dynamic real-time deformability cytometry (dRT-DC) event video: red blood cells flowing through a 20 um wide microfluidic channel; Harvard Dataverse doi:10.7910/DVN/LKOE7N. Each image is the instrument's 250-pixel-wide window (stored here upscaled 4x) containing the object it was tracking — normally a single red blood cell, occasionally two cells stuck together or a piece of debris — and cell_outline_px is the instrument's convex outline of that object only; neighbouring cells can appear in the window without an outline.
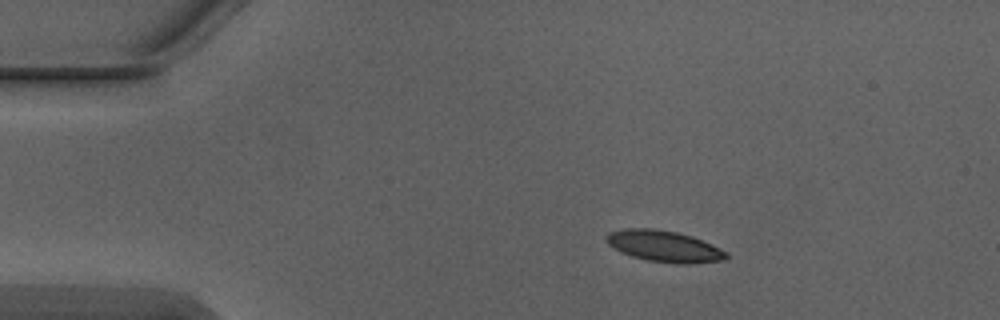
{"species": "Egyptian fruit bat (a non-hibernating species)", "species_latin": "Rousettus aegyptiacus", "temperature_condition": "warm", "stored_images_in_passage": 6, "camera_frame_rate_fps": 3000, "um_per_image_px": 0.085, "animal": {"sex": "male"}, "frame": {"image": 1, "passage_image": 2, "time_ms": 0.333, "image_size_px": [1000, 320], "cell_outline_px": [[728, 256], [724, 260], [688, 264], [676, 264], [648, 260], [632, 256], [620, 252], [608, 244], [604, 240], [604, 236], [608, 232], [624, 228], [652, 228], [676, 232], [692, 236], [712, 244], [728, 252]], "centroid_in_image_um": [56.43, 20.92], "position_along_channel_um": 28.6, "area_um2": 22.08}}
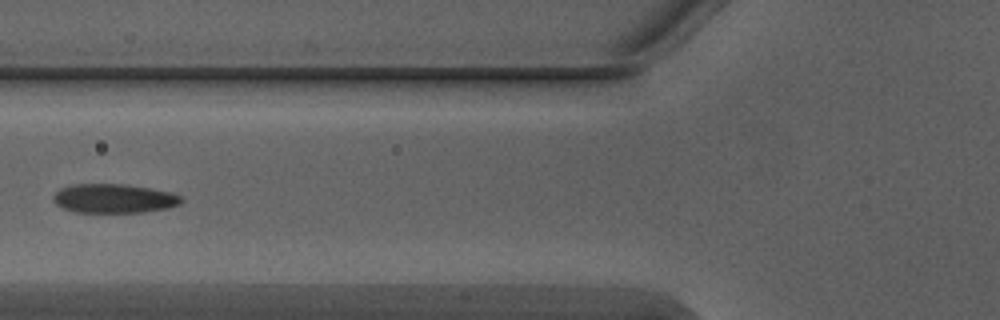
{"frame": {"image": 2, "passage_image": 5, "time_ms": 1.333, "image_size_px": [1000, 320], "cell_outline_px": [[184, 200], [180, 204], [168, 208], [144, 212], [76, 212], [64, 208], [56, 204], [52, 200], [52, 196], [60, 188], [72, 184], [128, 184], [172, 192], [184, 196]], "centroid_in_image_um": [9.72, 16.86], "position_along_channel_um": 116.1, "area_um2": 21.96}}
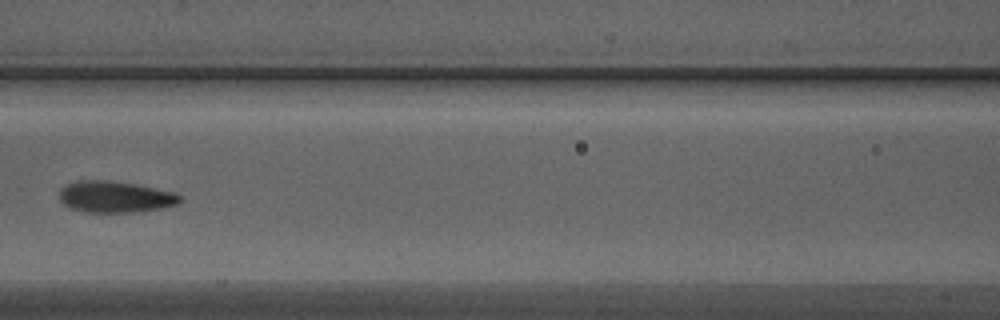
{"frame": {"image": 3, "passage_image": 6, "time_ms": 1.667, "image_size_px": [1000, 320], "cell_outline_px": [[184, 200], [180, 204], [160, 208], [136, 212], [84, 212], [72, 208], [64, 204], [60, 200], [60, 188], [64, 184], [80, 180], [108, 180], [132, 184], [176, 192]], "centroid_in_image_um": [9.8, 16.73], "position_along_channel_um": 156.8, "area_um2": 22.14}}